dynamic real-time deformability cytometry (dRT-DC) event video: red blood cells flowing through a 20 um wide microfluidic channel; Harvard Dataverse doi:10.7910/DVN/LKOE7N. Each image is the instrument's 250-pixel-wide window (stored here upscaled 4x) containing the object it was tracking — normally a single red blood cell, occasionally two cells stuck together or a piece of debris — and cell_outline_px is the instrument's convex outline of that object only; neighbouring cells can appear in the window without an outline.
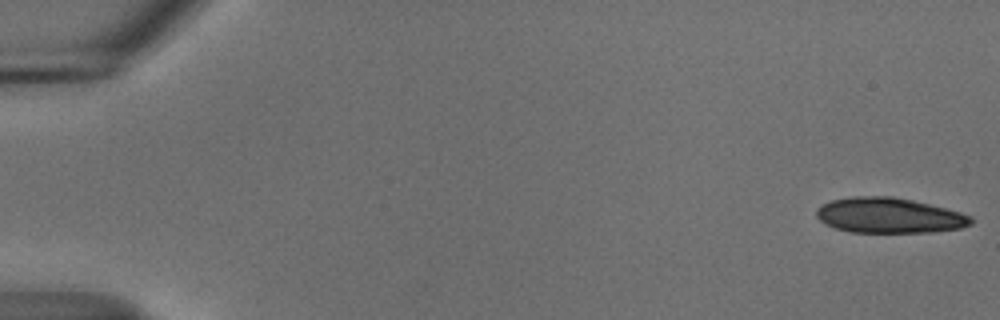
{"species": "common noctule bat (a hibernating species)", "species_latin": "Nyctalus noctula", "temperature_condition": "cold", "stored_images_in_passage": 55, "camera_frame_rate_fps": 3000, "um_per_image_px": 0.085, "animal": {"sex": "male", "body_mass_g": 18.8}, "frame": {"image": 1, "passage_image": 1, "time_ms": 0.0, "image_size_px": [1000, 320], "cell_outline_px": [[972, 224], [960, 228], [932, 232], [852, 232], [836, 228], [824, 224], [816, 216], [816, 208], [832, 200], [852, 196], [892, 196], [912, 200], [960, 212], [972, 216]], "centroid_in_image_um": [75.56, 18.31], "position_along_channel_um": 9.4, "area_um2": 31.67}}
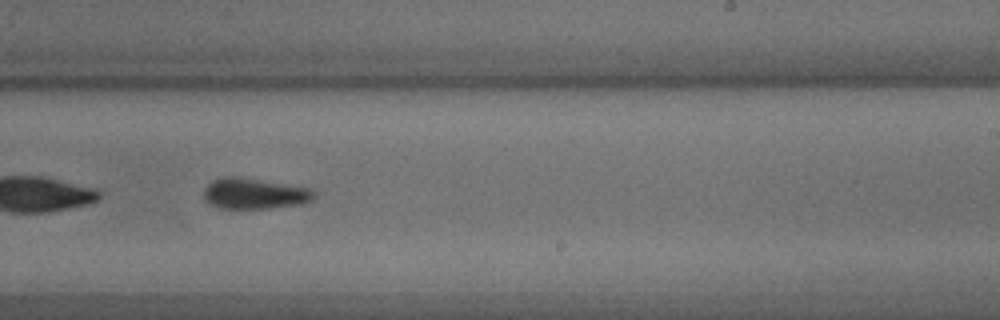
{"frame": {"image": 2, "passage_image": 35, "time_ms": 11.333, "image_size_px": [1000, 320], "cell_outline_px": [[316, 196], [312, 200], [300, 204], [264, 208], [220, 208], [208, 204], [204, 200], [204, 188], [212, 180], [224, 176], [236, 176], [312, 188], [316, 192]], "centroid_in_image_um": [21.61, 16.44], "position_along_channel_um": 267.4, "area_um2": 19.88}}
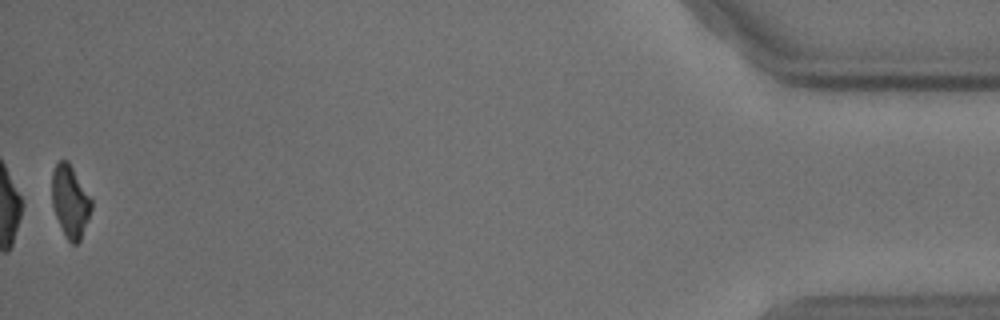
{"frame": {"image": 3, "passage_image": 55, "time_ms": 18.0, "image_size_px": [1000, 320], "cell_outline_px": [[92, 208], [88, 220], [80, 240], [76, 244], [72, 244], [68, 240], [56, 216], [52, 204], [52, 172], [56, 164], [60, 160], [68, 160], [92, 200]], "centroid_in_image_um": [5.97, 17.1], "position_along_channel_um": 429.2, "area_um2": 16.36}, "authors_computed_cell_mechanics": {"area_um2": 20.1144, "velocity_mm_per_s": 3.6903, "shape_relaxation_time_tau1_ms": 1.7993, "shape_relaxation_time_tau2_ms": 4.0598, "deformation_change_tau1": 0.0952, "deformation_change_tau2": 0.1033}}